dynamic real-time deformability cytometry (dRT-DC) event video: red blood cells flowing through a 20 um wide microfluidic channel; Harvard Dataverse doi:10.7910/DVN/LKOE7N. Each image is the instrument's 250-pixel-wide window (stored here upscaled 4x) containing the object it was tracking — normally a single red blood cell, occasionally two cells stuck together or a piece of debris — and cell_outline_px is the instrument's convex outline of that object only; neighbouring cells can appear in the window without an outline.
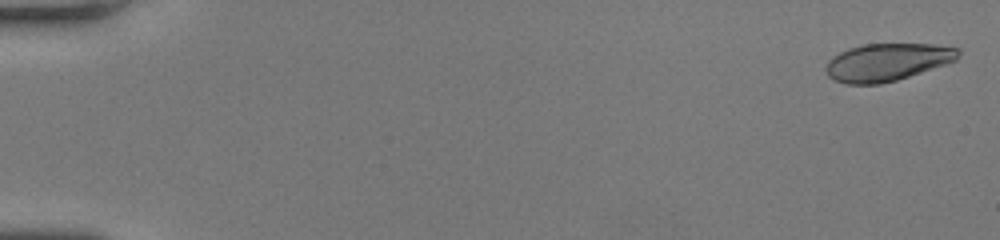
{"species": "human", "species_latin": "Homo sapiens", "temperature_condition": "room temperature", "stored_images_in_passage": 52, "segment_of_instrument_passage": [1, 2], "camera_frame_rate_fps": 3000, "um_per_image_px": 0.085, "donor": {"sex": "female"}, "frame": {"image": 1, "passage_image": 2, "time_ms": 0.333, "image_size_px": [1000, 240], "cell_outline_px": [[960, 52], [956, 60], [896, 80], [880, 84], [844, 84], [832, 80], [828, 76], [824, 68], [828, 60], [832, 56], [848, 48], [864, 44], [936, 44], [960, 48]], "centroid_in_image_um": [75.36, 5.28], "position_along_channel_um": 9.6, "area_um2": 29.02}}
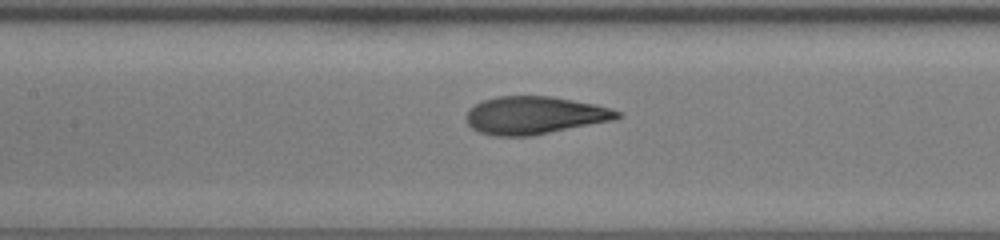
{"frame": {"image": 2, "passage_image": 26, "time_ms": 8.333, "image_size_px": [1000, 240], "cell_outline_px": [[620, 116], [612, 120], [532, 136], [492, 136], [480, 132], [472, 128], [468, 124], [464, 116], [476, 104], [484, 100], [496, 96], [548, 96], [596, 104], [620, 112]], "centroid_in_image_um": [45.39, 9.81], "position_along_channel_um": 162.0, "area_um2": 32.95}}
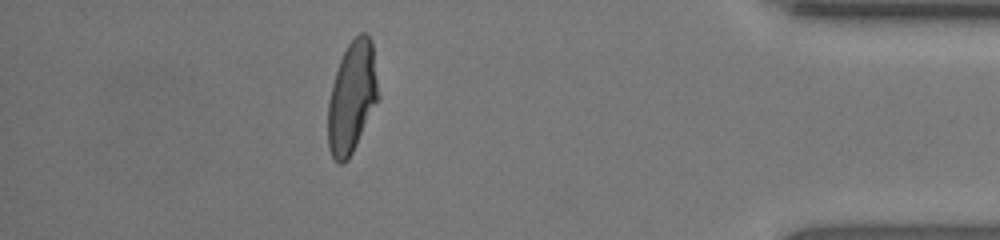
{"frame": {"image": 3, "passage_image": 46, "time_ms": 15.0, "image_size_px": [1000, 240], "cell_outline_px": [[380, 96], [348, 160], [344, 164], [340, 164], [332, 156], [328, 148], [328, 100], [332, 84], [340, 60], [348, 44], [360, 32], [364, 32], [372, 40]], "centroid_in_image_um": [29.92, 8.26], "position_along_channel_um": 405.3, "area_um2": 32.6}}